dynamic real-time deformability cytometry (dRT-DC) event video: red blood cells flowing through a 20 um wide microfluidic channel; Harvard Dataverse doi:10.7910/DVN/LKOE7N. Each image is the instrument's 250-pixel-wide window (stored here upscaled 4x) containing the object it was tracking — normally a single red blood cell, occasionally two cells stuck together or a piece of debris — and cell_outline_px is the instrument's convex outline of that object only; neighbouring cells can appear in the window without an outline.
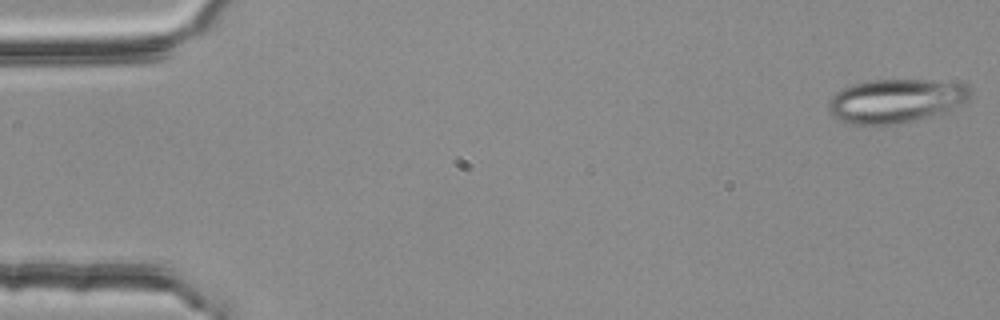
{"species": "common noctule bat (a hibernating species)", "species_latin": "Nyctalus noctula", "temperature_condition": "room temperature", "stored_images_in_passage": 3, "camera_frame_rate_fps": 3000, "um_per_image_px": 0.085, "animal": {"sex": "female", "body_mass_g": 25.1}, "frame": {"image": 1, "passage_image": 1, "time_ms": 0.0, "image_size_px": [1000, 320], "cell_outline_px": [[972, 96], [968, 100], [944, 112], [912, 120], [888, 124], [856, 124], [836, 120], [828, 112], [828, 100], [836, 92], [852, 84], [864, 80], [924, 80], [968, 84], [972, 88]], "centroid_in_image_um": [76.12, 8.55], "position_along_channel_um": 8.9, "area_um2": 36.13}}